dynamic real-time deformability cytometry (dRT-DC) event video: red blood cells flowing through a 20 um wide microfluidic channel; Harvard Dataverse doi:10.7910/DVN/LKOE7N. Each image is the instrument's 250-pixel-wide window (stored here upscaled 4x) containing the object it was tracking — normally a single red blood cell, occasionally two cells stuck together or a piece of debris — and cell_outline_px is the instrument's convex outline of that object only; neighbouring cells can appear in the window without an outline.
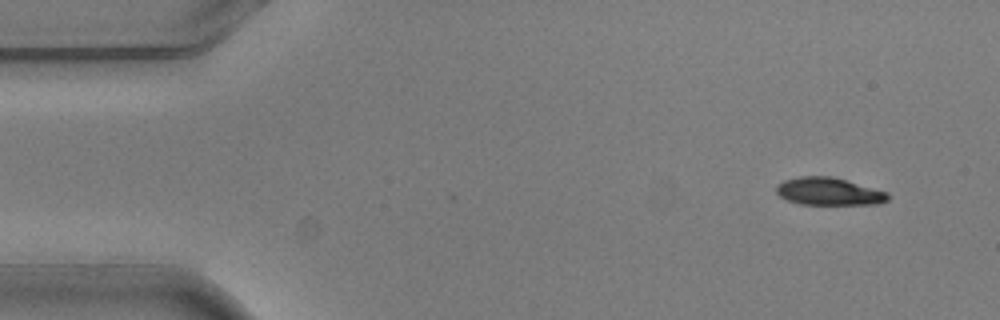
{"species": "common noctule bat (a hibernating species)", "species_latin": "Nyctalus noctula", "temperature_condition": "warm", "stored_images_in_passage": 4, "camera_frame_rate_fps": 3000, "um_per_image_px": 0.085, "animal": {"sex": "male", "body_mass_g": 20.5, "forearm_length_mm": 52.5}, "frame": {"image": 1, "passage_image": 1, "time_ms": 0.0, "image_size_px": [1000, 320], "cell_outline_px": [[888, 200], [880, 204], [800, 204], [788, 200], [780, 196], [776, 192], [776, 184], [784, 180], [800, 176], [832, 176], [888, 192]], "centroid_in_image_um": [70.44, 16.27], "position_along_channel_um": 14.6, "area_um2": 17.92}}
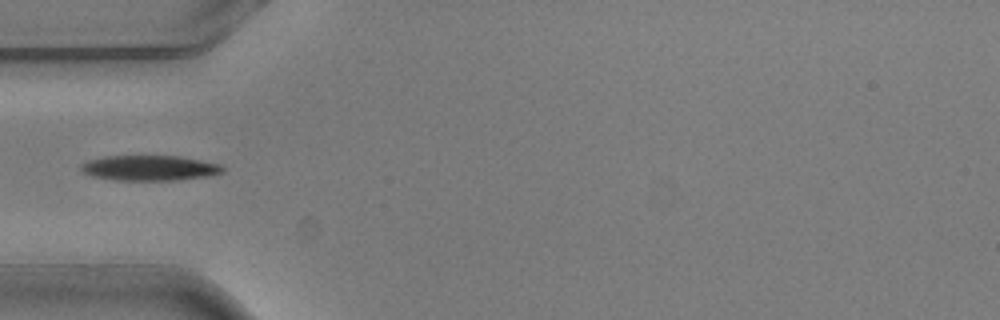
{"frame": {"image": 2, "passage_image": 4, "time_ms": 1.0, "image_size_px": [1000, 320], "cell_outline_px": [[224, 172], [208, 176], [176, 180], [116, 180], [92, 176], [84, 172], [80, 168], [80, 164], [88, 160], [104, 156], [180, 156], [224, 164]], "centroid_in_image_um": [12.75, 14.27], "position_along_channel_um": 72.2, "area_um2": 20.98}}